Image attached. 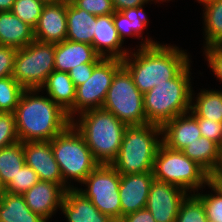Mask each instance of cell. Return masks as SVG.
<instances>
[{"instance_id":"6da1fadb","label":"cell","mask_w":222,"mask_h":222,"mask_svg":"<svg viewBox=\"0 0 222 222\" xmlns=\"http://www.w3.org/2000/svg\"><path fill=\"white\" fill-rule=\"evenodd\" d=\"M139 46L137 52L130 51L122 59V64L143 95L154 86L173 79L191 62L189 55L176 45H162L147 38Z\"/></svg>"},{"instance_id":"7a4b0ae2","label":"cell","mask_w":222,"mask_h":222,"mask_svg":"<svg viewBox=\"0 0 222 222\" xmlns=\"http://www.w3.org/2000/svg\"><path fill=\"white\" fill-rule=\"evenodd\" d=\"M37 89L24 90L14 112L19 141H51L62 133L71 120L49 96Z\"/></svg>"},{"instance_id":"3957f363","label":"cell","mask_w":222,"mask_h":222,"mask_svg":"<svg viewBox=\"0 0 222 222\" xmlns=\"http://www.w3.org/2000/svg\"><path fill=\"white\" fill-rule=\"evenodd\" d=\"M78 116L71 124L84 138L93 158L99 164H111L119 153L127 125L102 108L87 110Z\"/></svg>"},{"instance_id":"277c9868","label":"cell","mask_w":222,"mask_h":222,"mask_svg":"<svg viewBox=\"0 0 222 222\" xmlns=\"http://www.w3.org/2000/svg\"><path fill=\"white\" fill-rule=\"evenodd\" d=\"M190 62L173 78L154 86L143 95L148 123L162 126L191 109Z\"/></svg>"},{"instance_id":"5b68a950","label":"cell","mask_w":222,"mask_h":222,"mask_svg":"<svg viewBox=\"0 0 222 222\" xmlns=\"http://www.w3.org/2000/svg\"><path fill=\"white\" fill-rule=\"evenodd\" d=\"M161 126L143 124L127 126L119 153L111 163L120 175L152 172L162 140Z\"/></svg>"},{"instance_id":"8992f818","label":"cell","mask_w":222,"mask_h":222,"mask_svg":"<svg viewBox=\"0 0 222 222\" xmlns=\"http://www.w3.org/2000/svg\"><path fill=\"white\" fill-rule=\"evenodd\" d=\"M50 142L63 182L68 188H77L68 185L69 179L82 183L99 165L84 138L72 124Z\"/></svg>"},{"instance_id":"52a82bcc","label":"cell","mask_w":222,"mask_h":222,"mask_svg":"<svg viewBox=\"0 0 222 222\" xmlns=\"http://www.w3.org/2000/svg\"><path fill=\"white\" fill-rule=\"evenodd\" d=\"M154 180L176 185L189 192H199L209 183L210 175L180 150L161 143L153 163Z\"/></svg>"},{"instance_id":"ba28073f","label":"cell","mask_w":222,"mask_h":222,"mask_svg":"<svg viewBox=\"0 0 222 222\" xmlns=\"http://www.w3.org/2000/svg\"><path fill=\"white\" fill-rule=\"evenodd\" d=\"M101 108L114 114L127 126L148 124L143 94L124 66L115 73Z\"/></svg>"},{"instance_id":"9c48e42d","label":"cell","mask_w":222,"mask_h":222,"mask_svg":"<svg viewBox=\"0 0 222 222\" xmlns=\"http://www.w3.org/2000/svg\"><path fill=\"white\" fill-rule=\"evenodd\" d=\"M55 44L32 41L17 50L12 77L25 89L40 90L55 70Z\"/></svg>"},{"instance_id":"30bf717a","label":"cell","mask_w":222,"mask_h":222,"mask_svg":"<svg viewBox=\"0 0 222 222\" xmlns=\"http://www.w3.org/2000/svg\"><path fill=\"white\" fill-rule=\"evenodd\" d=\"M87 188H77L92 204L112 220L122 217L119 185L120 174L111 164H99L81 183Z\"/></svg>"},{"instance_id":"8fae6325","label":"cell","mask_w":222,"mask_h":222,"mask_svg":"<svg viewBox=\"0 0 222 222\" xmlns=\"http://www.w3.org/2000/svg\"><path fill=\"white\" fill-rule=\"evenodd\" d=\"M122 66V59L103 58L93 68L90 78L76 87L74 107L67 113L68 118L73 120L78 113L101 108L113 77Z\"/></svg>"},{"instance_id":"7c38bea8","label":"cell","mask_w":222,"mask_h":222,"mask_svg":"<svg viewBox=\"0 0 222 222\" xmlns=\"http://www.w3.org/2000/svg\"><path fill=\"white\" fill-rule=\"evenodd\" d=\"M188 195L176 185L153 180L145 208L156 222H175L181 203Z\"/></svg>"},{"instance_id":"4fadbf2b","label":"cell","mask_w":222,"mask_h":222,"mask_svg":"<svg viewBox=\"0 0 222 222\" xmlns=\"http://www.w3.org/2000/svg\"><path fill=\"white\" fill-rule=\"evenodd\" d=\"M25 164L31 167L40 181H51L59 184L65 191L69 189L55 160L50 141L23 142Z\"/></svg>"},{"instance_id":"5bb4252c","label":"cell","mask_w":222,"mask_h":222,"mask_svg":"<svg viewBox=\"0 0 222 222\" xmlns=\"http://www.w3.org/2000/svg\"><path fill=\"white\" fill-rule=\"evenodd\" d=\"M66 0L46 3L34 28V38L43 43H59L66 40Z\"/></svg>"},{"instance_id":"9a60e30c","label":"cell","mask_w":222,"mask_h":222,"mask_svg":"<svg viewBox=\"0 0 222 222\" xmlns=\"http://www.w3.org/2000/svg\"><path fill=\"white\" fill-rule=\"evenodd\" d=\"M153 180L152 172L120 175L119 194L122 217L146 207Z\"/></svg>"},{"instance_id":"2e32d148","label":"cell","mask_w":222,"mask_h":222,"mask_svg":"<svg viewBox=\"0 0 222 222\" xmlns=\"http://www.w3.org/2000/svg\"><path fill=\"white\" fill-rule=\"evenodd\" d=\"M65 190L51 181H38L32 188L22 194L30 210L46 222L52 217L64 198Z\"/></svg>"},{"instance_id":"e0dca14e","label":"cell","mask_w":222,"mask_h":222,"mask_svg":"<svg viewBox=\"0 0 222 222\" xmlns=\"http://www.w3.org/2000/svg\"><path fill=\"white\" fill-rule=\"evenodd\" d=\"M161 132L162 143L180 151L201 137L197 119L190 112L165 122L161 126Z\"/></svg>"},{"instance_id":"ac0fdd59","label":"cell","mask_w":222,"mask_h":222,"mask_svg":"<svg viewBox=\"0 0 222 222\" xmlns=\"http://www.w3.org/2000/svg\"><path fill=\"white\" fill-rule=\"evenodd\" d=\"M123 42L119 38L113 21V14L96 16V28L92 46L103 58L124 59L129 53L122 49Z\"/></svg>"},{"instance_id":"d6986e66","label":"cell","mask_w":222,"mask_h":222,"mask_svg":"<svg viewBox=\"0 0 222 222\" xmlns=\"http://www.w3.org/2000/svg\"><path fill=\"white\" fill-rule=\"evenodd\" d=\"M101 57L90 44L64 40L55 44V70L69 72L83 63H99Z\"/></svg>"},{"instance_id":"ffe728a7","label":"cell","mask_w":222,"mask_h":222,"mask_svg":"<svg viewBox=\"0 0 222 222\" xmlns=\"http://www.w3.org/2000/svg\"><path fill=\"white\" fill-rule=\"evenodd\" d=\"M60 209L68 222L113 221L108 215L101 213L77 188H69L65 191Z\"/></svg>"},{"instance_id":"44dd1931","label":"cell","mask_w":222,"mask_h":222,"mask_svg":"<svg viewBox=\"0 0 222 222\" xmlns=\"http://www.w3.org/2000/svg\"><path fill=\"white\" fill-rule=\"evenodd\" d=\"M34 29L11 11L0 12V45L16 50L34 41Z\"/></svg>"},{"instance_id":"7402d4cb","label":"cell","mask_w":222,"mask_h":222,"mask_svg":"<svg viewBox=\"0 0 222 222\" xmlns=\"http://www.w3.org/2000/svg\"><path fill=\"white\" fill-rule=\"evenodd\" d=\"M67 34L66 39L92 45L96 28V15L76 8L66 0Z\"/></svg>"},{"instance_id":"603a6c76","label":"cell","mask_w":222,"mask_h":222,"mask_svg":"<svg viewBox=\"0 0 222 222\" xmlns=\"http://www.w3.org/2000/svg\"><path fill=\"white\" fill-rule=\"evenodd\" d=\"M182 152L201 166L210 176L218 173L222 164V148L206 137L188 144Z\"/></svg>"},{"instance_id":"cb8c5ba5","label":"cell","mask_w":222,"mask_h":222,"mask_svg":"<svg viewBox=\"0 0 222 222\" xmlns=\"http://www.w3.org/2000/svg\"><path fill=\"white\" fill-rule=\"evenodd\" d=\"M44 89L48 96L67 113L74 107L76 87L68 72L52 71L40 91Z\"/></svg>"},{"instance_id":"d4e9b609","label":"cell","mask_w":222,"mask_h":222,"mask_svg":"<svg viewBox=\"0 0 222 222\" xmlns=\"http://www.w3.org/2000/svg\"><path fill=\"white\" fill-rule=\"evenodd\" d=\"M0 222H46L27 206L24 196L3 191L0 199Z\"/></svg>"},{"instance_id":"484cf974","label":"cell","mask_w":222,"mask_h":222,"mask_svg":"<svg viewBox=\"0 0 222 222\" xmlns=\"http://www.w3.org/2000/svg\"><path fill=\"white\" fill-rule=\"evenodd\" d=\"M144 6L145 5L128 8L113 13L115 28L123 43L127 36L142 38L141 34H143V30L147 27L149 22L143 11Z\"/></svg>"},{"instance_id":"4316f807","label":"cell","mask_w":222,"mask_h":222,"mask_svg":"<svg viewBox=\"0 0 222 222\" xmlns=\"http://www.w3.org/2000/svg\"><path fill=\"white\" fill-rule=\"evenodd\" d=\"M191 100L196 101H191V110L198 117L222 123V90L203 89Z\"/></svg>"},{"instance_id":"83f0119b","label":"cell","mask_w":222,"mask_h":222,"mask_svg":"<svg viewBox=\"0 0 222 222\" xmlns=\"http://www.w3.org/2000/svg\"><path fill=\"white\" fill-rule=\"evenodd\" d=\"M25 165L23 142L0 149V184L4 188Z\"/></svg>"},{"instance_id":"f1b7e54d","label":"cell","mask_w":222,"mask_h":222,"mask_svg":"<svg viewBox=\"0 0 222 222\" xmlns=\"http://www.w3.org/2000/svg\"><path fill=\"white\" fill-rule=\"evenodd\" d=\"M203 23L205 33L204 48L222 45V0H212L203 5Z\"/></svg>"},{"instance_id":"f546056e","label":"cell","mask_w":222,"mask_h":222,"mask_svg":"<svg viewBox=\"0 0 222 222\" xmlns=\"http://www.w3.org/2000/svg\"><path fill=\"white\" fill-rule=\"evenodd\" d=\"M25 89L12 77L0 79V112L14 113Z\"/></svg>"},{"instance_id":"4dcf8cb0","label":"cell","mask_w":222,"mask_h":222,"mask_svg":"<svg viewBox=\"0 0 222 222\" xmlns=\"http://www.w3.org/2000/svg\"><path fill=\"white\" fill-rule=\"evenodd\" d=\"M175 222H208L202 201L195 195H188L181 203Z\"/></svg>"},{"instance_id":"1f68e13d","label":"cell","mask_w":222,"mask_h":222,"mask_svg":"<svg viewBox=\"0 0 222 222\" xmlns=\"http://www.w3.org/2000/svg\"><path fill=\"white\" fill-rule=\"evenodd\" d=\"M45 4L41 0H15L11 12L34 29Z\"/></svg>"},{"instance_id":"d6a6232c","label":"cell","mask_w":222,"mask_h":222,"mask_svg":"<svg viewBox=\"0 0 222 222\" xmlns=\"http://www.w3.org/2000/svg\"><path fill=\"white\" fill-rule=\"evenodd\" d=\"M39 181L37 173L26 164L19 170L15 178L3 188L4 192L11 194H24Z\"/></svg>"},{"instance_id":"836d02e7","label":"cell","mask_w":222,"mask_h":222,"mask_svg":"<svg viewBox=\"0 0 222 222\" xmlns=\"http://www.w3.org/2000/svg\"><path fill=\"white\" fill-rule=\"evenodd\" d=\"M208 187L212 188L215 193L201 194L196 193L195 195L202 201L205 209V214L208 222H222V194L208 183Z\"/></svg>"},{"instance_id":"e575fe53","label":"cell","mask_w":222,"mask_h":222,"mask_svg":"<svg viewBox=\"0 0 222 222\" xmlns=\"http://www.w3.org/2000/svg\"><path fill=\"white\" fill-rule=\"evenodd\" d=\"M18 142L15 114L0 112V149Z\"/></svg>"},{"instance_id":"d590c367","label":"cell","mask_w":222,"mask_h":222,"mask_svg":"<svg viewBox=\"0 0 222 222\" xmlns=\"http://www.w3.org/2000/svg\"><path fill=\"white\" fill-rule=\"evenodd\" d=\"M76 8L96 16L109 15L115 12L112 0H68Z\"/></svg>"},{"instance_id":"8d00e7d4","label":"cell","mask_w":222,"mask_h":222,"mask_svg":"<svg viewBox=\"0 0 222 222\" xmlns=\"http://www.w3.org/2000/svg\"><path fill=\"white\" fill-rule=\"evenodd\" d=\"M189 112L197 119L201 136L216 142L222 148V123L198 117L191 109Z\"/></svg>"},{"instance_id":"74e56055","label":"cell","mask_w":222,"mask_h":222,"mask_svg":"<svg viewBox=\"0 0 222 222\" xmlns=\"http://www.w3.org/2000/svg\"><path fill=\"white\" fill-rule=\"evenodd\" d=\"M204 51L210 69L222 82V45H211L204 48Z\"/></svg>"},{"instance_id":"f35d334b","label":"cell","mask_w":222,"mask_h":222,"mask_svg":"<svg viewBox=\"0 0 222 222\" xmlns=\"http://www.w3.org/2000/svg\"><path fill=\"white\" fill-rule=\"evenodd\" d=\"M16 52L15 48L0 45V79L12 76Z\"/></svg>"},{"instance_id":"ab89813d","label":"cell","mask_w":222,"mask_h":222,"mask_svg":"<svg viewBox=\"0 0 222 222\" xmlns=\"http://www.w3.org/2000/svg\"><path fill=\"white\" fill-rule=\"evenodd\" d=\"M98 63H83L72 68L68 73L75 87L86 82L92 75L93 68Z\"/></svg>"},{"instance_id":"60d3db41","label":"cell","mask_w":222,"mask_h":222,"mask_svg":"<svg viewBox=\"0 0 222 222\" xmlns=\"http://www.w3.org/2000/svg\"><path fill=\"white\" fill-rule=\"evenodd\" d=\"M120 222H156L151 214V212L147 209H140L136 212L127 214L119 219Z\"/></svg>"},{"instance_id":"b9f144b4","label":"cell","mask_w":222,"mask_h":222,"mask_svg":"<svg viewBox=\"0 0 222 222\" xmlns=\"http://www.w3.org/2000/svg\"><path fill=\"white\" fill-rule=\"evenodd\" d=\"M149 1L155 0H112L115 11H122L128 8H134L147 4ZM163 2L164 0H156L155 2Z\"/></svg>"},{"instance_id":"7bdbcfd3","label":"cell","mask_w":222,"mask_h":222,"mask_svg":"<svg viewBox=\"0 0 222 222\" xmlns=\"http://www.w3.org/2000/svg\"><path fill=\"white\" fill-rule=\"evenodd\" d=\"M209 183L222 194V175L219 173L212 174Z\"/></svg>"},{"instance_id":"ee69618b","label":"cell","mask_w":222,"mask_h":222,"mask_svg":"<svg viewBox=\"0 0 222 222\" xmlns=\"http://www.w3.org/2000/svg\"><path fill=\"white\" fill-rule=\"evenodd\" d=\"M15 0H0V12L11 11Z\"/></svg>"},{"instance_id":"f6af8a7d","label":"cell","mask_w":222,"mask_h":222,"mask_svg":"<svg viewBox=\"0 0 222 222\" xmlns=\"http://www.w3.org/2000/svg\"><path fill=\"white\" fill-rule=\"evenodd\" d=\"M200 4L202 3L203 5H205L206 3L211 2L212 0H197Z\"/></svg>"},{"instance_id":"bcb514c9","label":"cell","mask_w":222,"mask_h":222,"mask_svg":"<svg viewBox=\"0 0 222 222\" xmlns=\"http://www.w3.org/2000/svg\"><path fill=\"white\" fill-rule=\"evenodd\" d=\"M43 1L44 3H54V2H57L59 0H41Z\"/></svg>"},{"instance_id":"7dc6e473","label":"cell","mask_w":222,"mask_h":222,"mask_svg":"<svg viewBox=\"0 0 222 222\" xmlns=\"http://www.w3.org/2000/svg\"><path fill=\"white\" fill-rule=\"evenodd\" d=\"M2 194H3V187H2L1 184H0V199H1V197H2Z\"/></svg>"},{"instance_id":"c3c4849f","label":"cell","mask_w":222,"mask_h":222,"mask_svg":"<svg viewBox=\"0 0 222 222\" xmlns=\"http://www.w3.org/2000/svg\"><path fill=\"white\" fill-rule=\"evenodd\" d=\"M218 173L222 175V164H221V167H220Z\"/></svg>"}]
</instances>
